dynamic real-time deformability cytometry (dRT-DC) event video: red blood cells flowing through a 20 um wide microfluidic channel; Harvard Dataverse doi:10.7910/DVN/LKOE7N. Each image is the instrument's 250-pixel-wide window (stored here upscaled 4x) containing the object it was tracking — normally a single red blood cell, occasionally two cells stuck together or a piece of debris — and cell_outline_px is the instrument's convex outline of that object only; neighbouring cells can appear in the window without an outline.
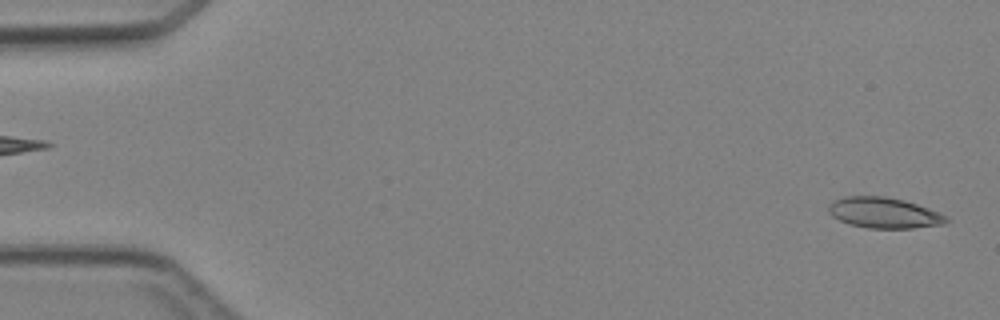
{"species": "Egyptian fruit bat (a non-hibernating species)", "species_latin": "Rousettus aegyptiacus", "temperature_condition": "cold", "stored_images_in_passage": 4, "segment_of_instrument_passage": [2, 2], "camera_frame_rate_fps": 3000, "um_per_image_px": 0.085, "animal": {"sex": "female"}, "frame": {"image": 1, "passage_image": 4, "time_ms": 4.667, "image_size_px": [1000, 320], "cell_outline_px": [[948, 220], [944, 224], [912, 228], [868, 228], [852, 224], [840, 220], [832, 216], [828, 212], [828, 204], [844, 196], [884, 196], [904, 200], [928, 208], [948, 216]], "centroid_in_image_um": [75.14, 18.08], "position_along_channel_um": 9.9, "area_um2": 20.92}}